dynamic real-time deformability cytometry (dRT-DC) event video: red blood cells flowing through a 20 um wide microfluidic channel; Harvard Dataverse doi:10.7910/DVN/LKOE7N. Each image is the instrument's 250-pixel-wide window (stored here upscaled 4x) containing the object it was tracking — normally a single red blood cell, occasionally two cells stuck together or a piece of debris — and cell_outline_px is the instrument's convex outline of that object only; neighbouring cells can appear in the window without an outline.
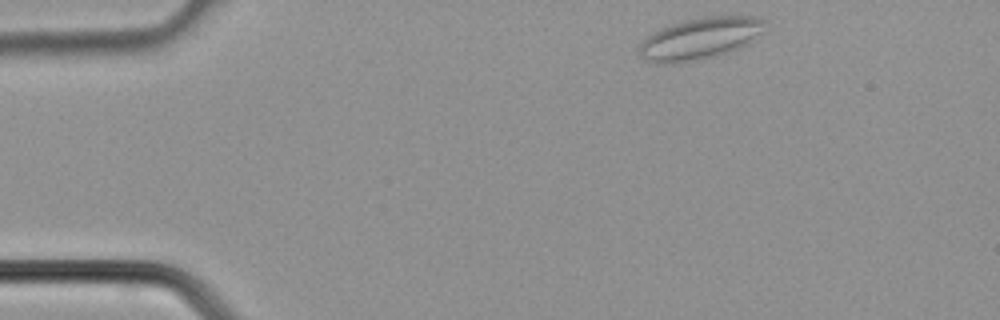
{"species": "common noctule bat (a hibernating species)", "species_latin": "Nyctalus noctula", "temperature_condition": "cold", "stored_images_in_passage": 32, "camera_frame_rate_fps": 3000, "um_per_image_px": 0.085, "animal": {"sex": "male", "body_mass_g": 21.5, "forearm_length_mm": 52.0}, "frame": {"image": 1, "passage_image": 1, "time_ms": 0.0, "image_size_px": [1000, 320], "cell_outline_px": [[764, 32], [748, 44], [740, 48], [716, 56], [700, 60], [672, 64], [656, 64], [644, 60], [640, 56], [640, 44], [652, 32], [672, 24], [684, 20], [700, 16], [752, 16], [764, 20]], "centroid_in_image_um": [59.5, 3.29], "position_along_channel_um": 25.5, "area_um2": 30.87}}
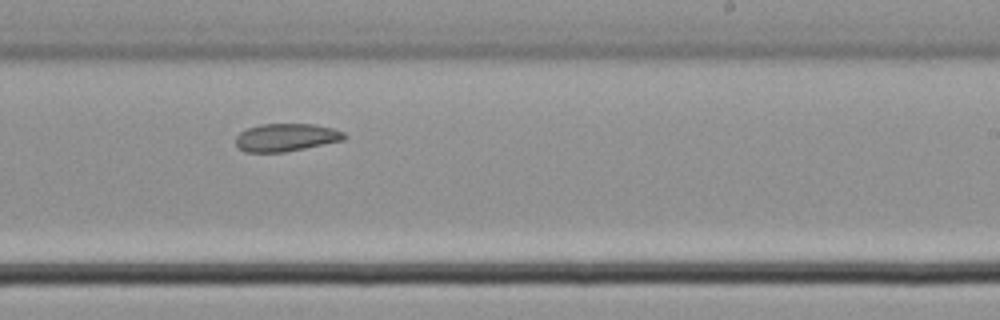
{"frame": {"image": 2, "passage_image": 18, "time_ms": 5.667, "image_size_px": [1000, 320], "cell_outline_px": [[348, 136], [344, 140], [284, 152], [244, 152], [236, 148], [236, 136], [240, 132], [248, 128], [260, 124], [312, 124], [332, 128], [344, 132]], "centroid_in_image_um": [24.29, 11.68], "position_along_channel_um": 264.7, "area_um2": 17.63}}
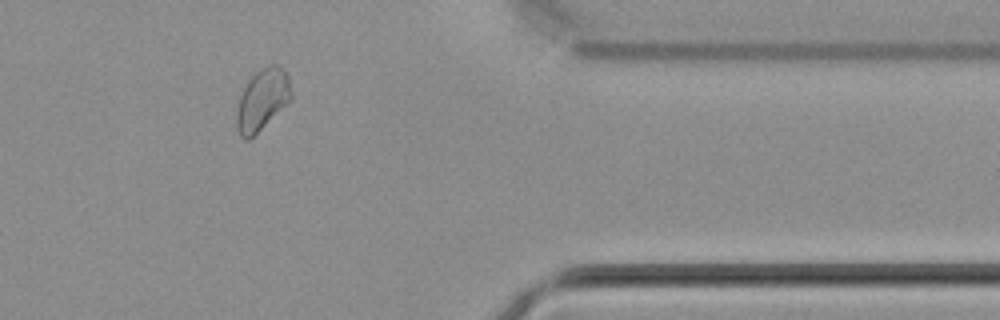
{"frame": {"image": 3, "passage_image": 26, "time_ms": 8.333, "image_size_px": [1000, 320], "cell_outline_px": [[292, 96], [248, 140], [244, 140], [240, 136], [236, 128], [236, 112], [240, 96], [248, 80], [260, 68], [268, 64], [276, 64], [288, 76], [292, 92]], "centroid_in_image_um": [22.25, 8.44], "position_along_channel_um": 389.2, "area_um2": 18.84}}